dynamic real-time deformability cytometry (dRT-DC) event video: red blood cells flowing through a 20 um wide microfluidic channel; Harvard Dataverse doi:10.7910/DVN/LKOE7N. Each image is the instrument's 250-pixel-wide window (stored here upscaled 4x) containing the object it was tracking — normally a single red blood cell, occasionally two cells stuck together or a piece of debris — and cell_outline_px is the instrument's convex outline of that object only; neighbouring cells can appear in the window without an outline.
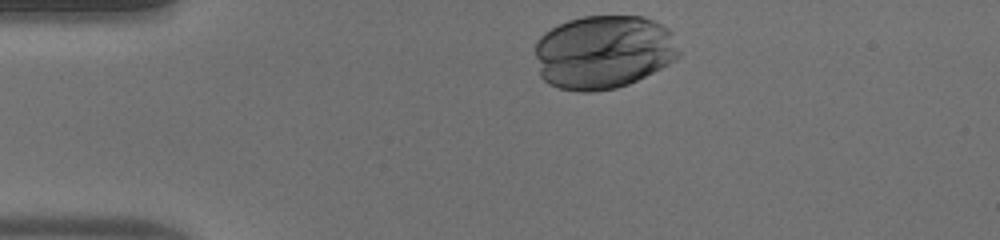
{"species": "human", "species_latin": "Homo sapiens", "temperature_condition": "warm", "stored_images_in_passage": 32, "camera_frame_rate_fps": 3000, "um_per_image_px": 0.085, "donor": {"sex": "male"}, "frame": {"image": 1, "passage_image": 1, "time_ms": 0.0, "image_size_px": [1000, 240], "cell_outline_px": [[680, 56], [668, 64], [628, 84], [616, 88], [592, 92], [580, 92], [560, 88], [548, 84], [540, 76], [536, 56], [536, 40], [544, 32], [568, 20], [584, 16], [640, 16], [652, 20], [668, 28], [672, 32], [680, 52]], "centroid_in_image_um": [51.29, 4.42], "position_along_channel_um": 33.7, "area_um2": 61.85}}
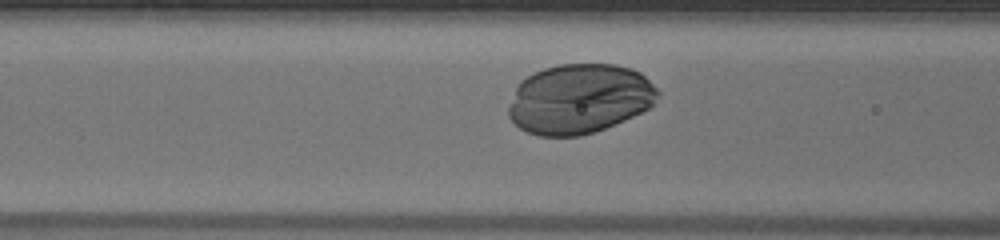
{"frame": {"image": 2, "passage_image": 11, "time_ms": 3.333, "image_size_px": [1000, 240], "cell_outline_px": [[660, 92], [652, 104], [648, 108], [624, 120], [604, 128], [580, 136], [540, 136], [528, 132], [520, 128], [508, 116], [508, 108], [516, 88], [520, 80], [544, 68], [560, 64], [616, 64], [632, 68], [640, 72]], "centroid_in_image_um": [49.24, 8.39], "position_along_channel_um": 117.4, "area_um2": 60.34}}
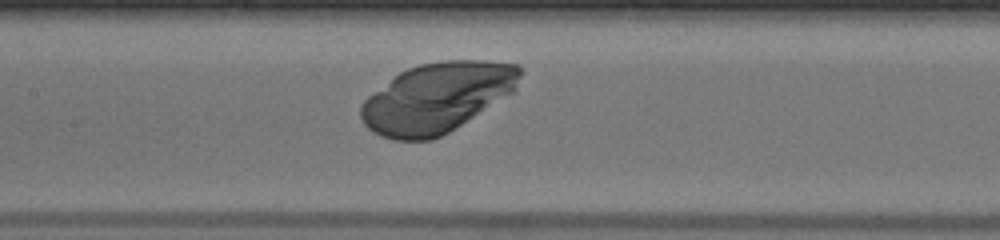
{"frame": {"image": 3, "passage_image": 15, "time_ms": 4.667, "image_size_px": [1000, 240], "cell_outline_px": [[524, 72], [516, 88], [512, 92], [448, 132], [432, 140], [396, 140], [380, 136], [372, 132], [364, 124], [360, 116], [360, 104], [368, 96], [400, 72], [408, 68], [420, 64], [444, 60], [484, 60], [520, 64]], "centroid_in_image_um": [37.14, 8.28], "position_along_channel_um": 170.3, "area_um2": 64.56}}